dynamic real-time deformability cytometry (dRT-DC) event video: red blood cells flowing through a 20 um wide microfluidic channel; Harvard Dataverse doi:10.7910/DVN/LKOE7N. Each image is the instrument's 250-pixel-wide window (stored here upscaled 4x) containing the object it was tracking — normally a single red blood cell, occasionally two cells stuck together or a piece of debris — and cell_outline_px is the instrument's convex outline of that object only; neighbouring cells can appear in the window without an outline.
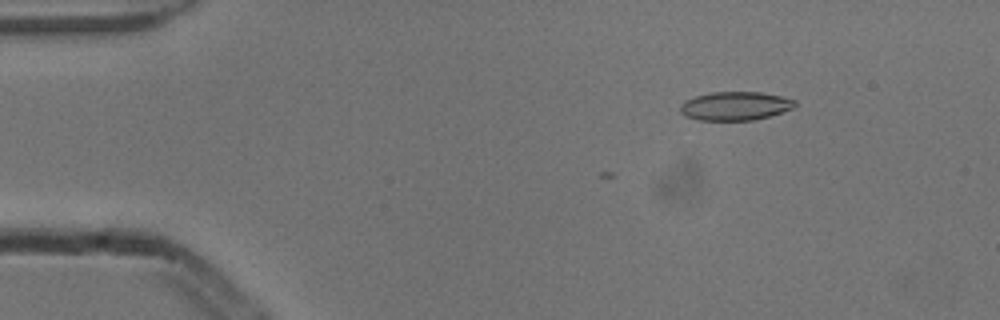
{"species": "common noctule bat (a hibernating species)", "species_latin": "Nyctalus noctula", "temperature_condition": "cold", "stored_images_in_passage": 6, "camera_frame_rate_fps": 3000, "um_per_image_px": 0.085, "animal": {"sex": "male", "body_mass_g": 13.3}, "frame": {"image": 1, "passage_image": 3, "time_ms": 0.667, "image_size_px": [1000, 320], "cell_outline_px": [[796, 104], [792, 108], [768, 116], [752, 120], [700, 120], [684, 116], [680, 112], [680, 104], [684, 100], [696, 96], [712, 92], [760, 92], [780, 96], [796, 100]], "centroid_in_image_um": [62.44, 9.0], "position_along_channel_um": 22.6, "area_um2": 19.02}}
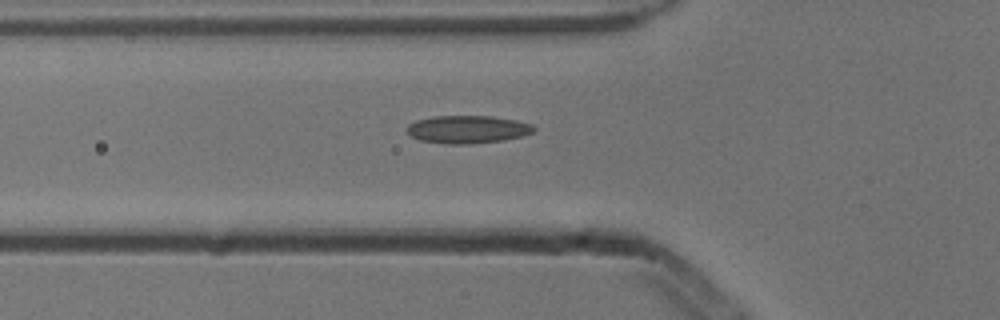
{"frame": {"image": 2, "passage_image": 6, "time_ms": 1.667, "image_size_px": [1000, 320], "cell_outline_px": [[536, 128], [532, 132], [520, 136], [500, 140], [468, 144], [452, 144], [420, 140], [412, 136], [404, 128], [408, 124], [416, 120], [432, 116], [492, 116], [516, 120], [532, 124]], "centroid_in_image_um": [39.71, 10.98], "position_along_channel_um": 86.1, "area_um2": 20.4}}